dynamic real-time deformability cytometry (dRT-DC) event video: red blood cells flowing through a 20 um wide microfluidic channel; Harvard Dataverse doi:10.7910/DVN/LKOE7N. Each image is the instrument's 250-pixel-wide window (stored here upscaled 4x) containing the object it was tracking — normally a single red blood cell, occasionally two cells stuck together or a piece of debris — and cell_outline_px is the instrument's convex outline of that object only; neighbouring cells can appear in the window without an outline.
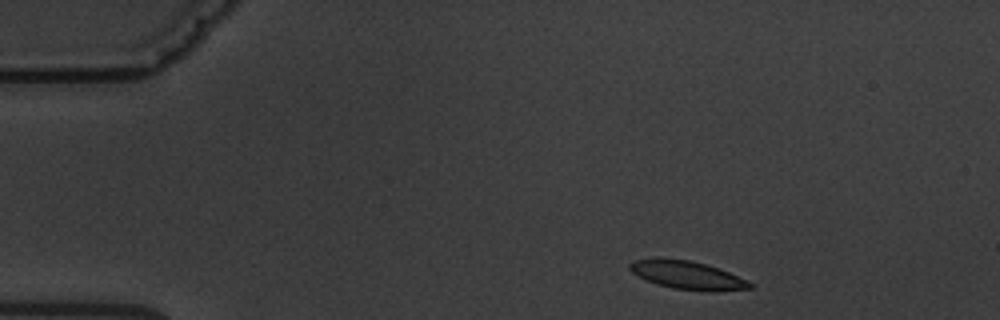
{"species": "common noctule bat (a hibernating species)", "species_latin": "Nyctalus noctula", "temperature_condition": "warm", "stored_images_in_passage": 3, "camera_frame_rate_fps": 3000, "um_per_image_px": 0.085, "animal": {"sex": "male", "body_mass_g": 19.5, "forearm_length_mm": 54.6}, "frame": {"image": 1, "passage_image": 1, "time_ms": 0.0, "image_size_px": [1000, 320], "cell_outline_px": [[756, 284], [752, 288], [672, 288], [656, 284], [644, 280], [632, 272], [628, 268], [628, 264], [632, 260], [652, 256], [688, 260], [704, 264], [728, 272]], "centroid_in_image_um": [58.22, 23.3], "position_along_channel_um": 26.8, "area_um2": 19.02}}